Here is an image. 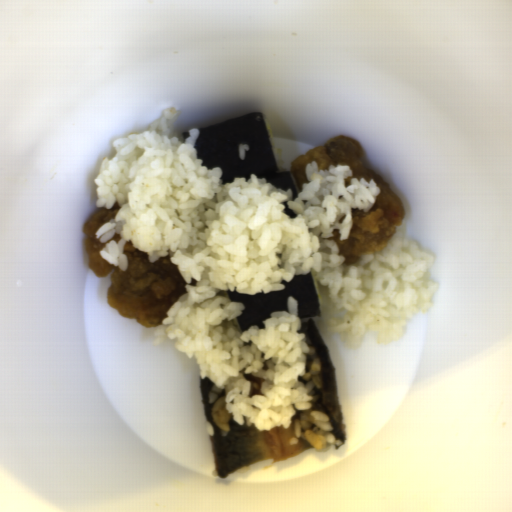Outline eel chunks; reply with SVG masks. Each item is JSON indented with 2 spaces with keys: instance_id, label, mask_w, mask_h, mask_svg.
<instances>
[{
  "instance_id": "eel-chunks-1",
  "label": "eel chunks",
  "mask_w": 512,
  "mask_h": 512,
  "mask_svg": "<svg viewBox=\"0 0 512 512\" xmlns=\"http://www.w3.org/2000/svg\"><path fill=\"white\" fill-rule=\"evenodd\" d=\"M205 422L214 427V435H210L214 466L217 477L226 479L231 473L259 460H271L273 463L286 462L300 453L314 448L309 441L295 438L296 421L303 412H297L288 427L276 426L260 431L253 425L238 424L229 419L230 431L223 435L220 427L212 417V405L209 397L214 386L209 378H199Z\"/></svg>"
},
{
  "instance_id": "eel-chunks-2",
  "label": "eel chunks",
  "mask_w": 512,
  "mask_h": 512,
  "mask_svg": "<svg viewBox=\"0 0 512 512\" xmlns=\"http://www.w3.org/2000/svg\"><path fill=\"white\" fill-rule=\"evenodd\" d=\"M299 333L306 334V344L313 349L312 354L306 355L305 371H310L314 359L320 360L321 385L313 387V411H322L333 426L331 431L337 440L345 442L346 432L342 424L336 375L332 366L329 350L312 318L300 324Z\"/></svg>"
},
{
  "instance_id": "eel-chunks-3",
  "label": "eel chunks",
  "mask_w": 512,
  "mask_h": 512,
  "mask_svg": "<svg viewBox=\"0 0 512 512\" xmlns=\"http://www.w3.org/2000/svg\"><path fill=\"white\" fill-rule=\"evenodd\" d=\"M244 378L252 383L249 396L259 395L261 384L263 382V378H261L259 376H253L252 373L244 374Z\"/></svg>"
}]
</instances>
